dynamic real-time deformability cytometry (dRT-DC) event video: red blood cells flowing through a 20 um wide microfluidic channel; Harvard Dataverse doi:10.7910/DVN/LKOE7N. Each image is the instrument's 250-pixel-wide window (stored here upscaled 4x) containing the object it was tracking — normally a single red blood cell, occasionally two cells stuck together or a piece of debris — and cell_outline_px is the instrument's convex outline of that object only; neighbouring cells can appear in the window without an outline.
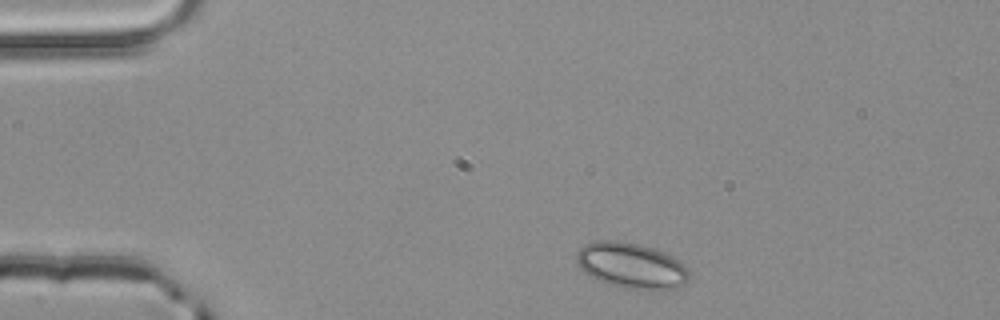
{"species": "common noctule bat (a hibernating species)", "species_latin": "Nyctalus noctula", "temperature_condition": "room temperature", "stored_images_in_passage": 2, "camera_frame_rate_fps": 3000, "um_per_image_px": 0.085, "animal": {"sex": "male", "body_mass_g": 20.4}, "frame": {"image": 1, "passage_image": 1, "time_ms": 0.0, "image_size_px": [1000, 320], "cell_outline_px": [[688, 284], [680, 288], [660, 292], [624, 288], [608, 284], [584, 272], [576, 264], [576, 252], [584, 244], [596, 240], [620, 240], [640, 244], [676, 256], [688, 268]], "centroid_in_image_um": [53.72, 22.59], "position_along_channel_um": 31.3, "area_um2": 30.98}}